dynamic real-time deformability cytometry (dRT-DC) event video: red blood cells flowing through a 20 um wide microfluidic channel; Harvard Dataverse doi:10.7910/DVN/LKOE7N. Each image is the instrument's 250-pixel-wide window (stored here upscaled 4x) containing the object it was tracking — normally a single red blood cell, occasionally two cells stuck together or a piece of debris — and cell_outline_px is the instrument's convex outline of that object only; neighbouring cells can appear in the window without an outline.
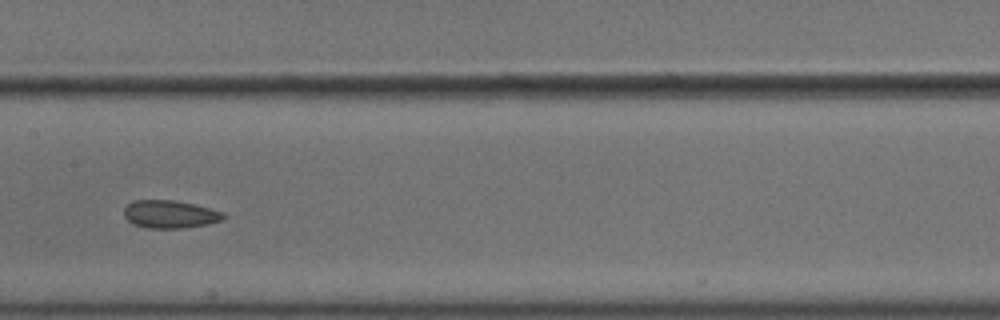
{"species": "common noctule bat (a hibernating species)", "species_latin": "Nyctalus noctula", "temperature_condition": "cold", "stored_images_in_passage": 39, "camera_frame_rate_fps": 3000, "um_per_image_px": 0.085, "animal": {"sex": "male", "body_mass_g": 18.8}, "frame": {"image": 1, "passage_image": 12, "time_ms": 3.667, "image_size_px": [1000, 320], "cell_outline_px": [[224, 220], [204, 224], [180, 228], [148, 228], [132, 224], [124, 216], [124, 208], [132, 200], [172, 200], [192, 204], [224, 212]], "centroid_in_image_um": [14.4, 18.21], "position_along_channel_um": 193.0, "area_um2": 15.95}, "authors_computed_cell_mechanics": {"area_um2": 16.2418, "velocity_mm_per_s": 3.5983, "shape_relaxation_time_tau1_ms": 4.4351, "shape_relaxation_time_tau2_ms": 2.5802, "deformation_change_tau1": 0.0737, "deformation_change_tau2": 0.0852}}